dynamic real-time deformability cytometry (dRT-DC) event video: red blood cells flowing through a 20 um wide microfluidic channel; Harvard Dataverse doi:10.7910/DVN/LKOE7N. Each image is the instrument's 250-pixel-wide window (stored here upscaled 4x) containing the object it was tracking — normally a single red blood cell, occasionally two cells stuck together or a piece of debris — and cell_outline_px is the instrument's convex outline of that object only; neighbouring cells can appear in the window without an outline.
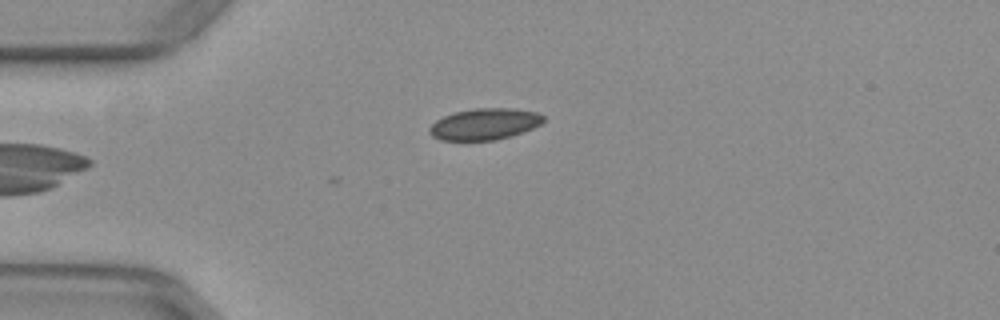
{"species": "common noctule bat (a hibernating species)", "species_latin": "Nyctalus noctula", "temperature_condition": "warm", "stored_images_in_passage": 25, "camera_frame_rate_fps": 3000, "um_per_image_px": 0.085, "animal": {"sex": "female", "body_mass_g": 29.2, "forearm_length_mm": 56.3}, "frame": {"image": 1, "passage_image": 1, "time_ms": 0.0, "image_size_px": [1000, 320], "cell_outline_px": [[544, 120], [540, 124], [532, 128], [512, 136], [496, 140], [440, 140], [432, 136], [428, 132], [428, 128], [436, 120], [444, 116], [456, 112], [472, 108], [516, 108], [536, 112], [544, 116]], "centroid_in_image_um": [41.18, 10.54], "position_along_channel_um": 43.8, "area_um2": 20.92}}
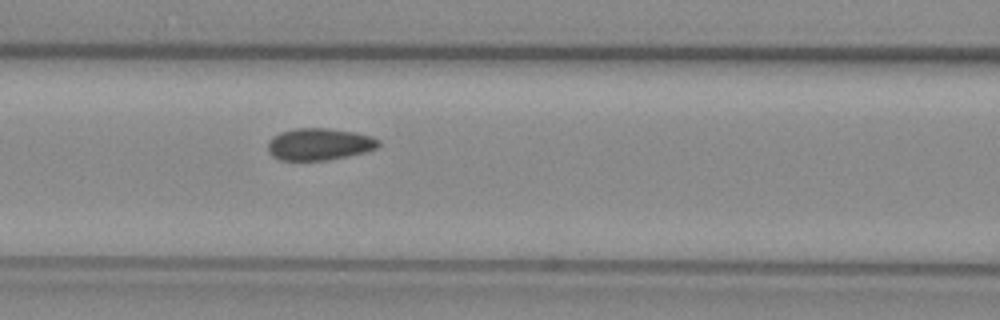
{"frame": {"image": 2, "passage_image": 10, "time_ms": 3.0, "image_size_px": [1000, 320], "cell_outline_px": [[380, 144], [376, 148], [364, 152], [328, 160], [280, 160], [272, 156], [268, 152], [268, 140], [272, 136], [280, 132], [296, 128], [328, 128], [356, 132], [372, 136], [380, 140]], "centroid_in_image_um": [27.12, 12.25], "position_along_channel_um": 139.5, "area_um2": 20.75}}
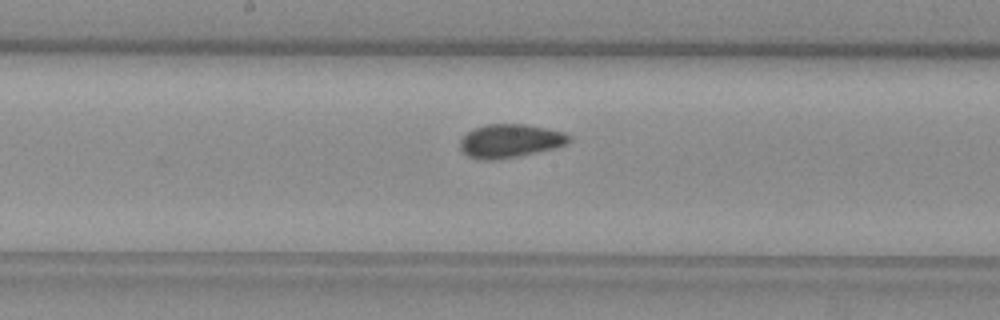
{"frame": {"image": 3, "passage_image": 15, "time_ms": 4.667, "image_size_px": [1000, 320], "cell_outline_px": [[572, 140], [568, 144], [552, 148], [516, 156], [496, 160], [480, 160], [468, 156], [460, 148], [460, 140], [472, 128], [488, 124], [524, 124], [564, 132], [572, 136]], "centroid_in_image_um": [43.35, 11.97], "position_along_channel_um": 204.8, "area_um2": 21.15}}